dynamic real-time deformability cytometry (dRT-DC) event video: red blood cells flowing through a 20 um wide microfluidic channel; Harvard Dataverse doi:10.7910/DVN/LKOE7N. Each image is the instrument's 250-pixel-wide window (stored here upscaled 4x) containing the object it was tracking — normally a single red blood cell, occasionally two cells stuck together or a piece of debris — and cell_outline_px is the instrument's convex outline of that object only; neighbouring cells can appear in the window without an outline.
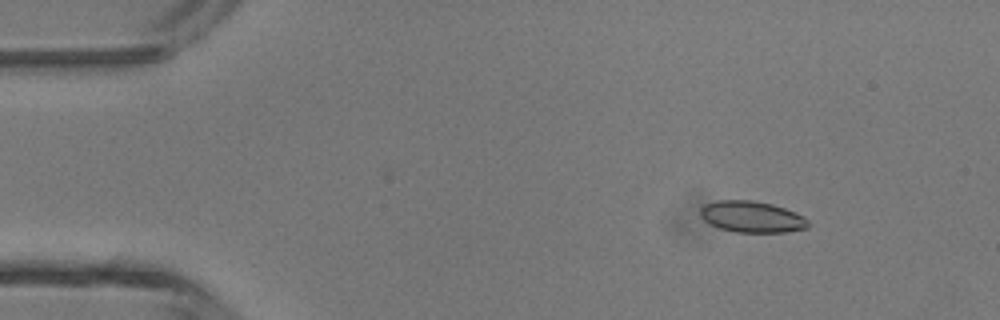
{"species": "common noctule bat (a hibernating species)", "species_latin": "Nyctalus noctula", "temperature_condition": "room temperature", "stored_images_in_passage": 3, "camera_frame_rate_fps": 3000, "um_per_image_px": 0.085, "animal": {"sex": "male", "body_mass_g": 13.3}, "frame": {"image": 1, "passage_image": 1, "time_ms": 0.0, "image_size_px": [1000, 320], "cell_outline_px": [[808, 228], [788, 232], [736, 232], [720, 228], [708, 224], [700, 216], [700, 208], [704, 204], [716, 200], [752, 200], [772, 204], [796, 212], [804, 216], [808, 220]], "centroid_in_image_um": [63.89, 18.42], "position_along_channel_um": 21.1, "area_um2": 19.88}}